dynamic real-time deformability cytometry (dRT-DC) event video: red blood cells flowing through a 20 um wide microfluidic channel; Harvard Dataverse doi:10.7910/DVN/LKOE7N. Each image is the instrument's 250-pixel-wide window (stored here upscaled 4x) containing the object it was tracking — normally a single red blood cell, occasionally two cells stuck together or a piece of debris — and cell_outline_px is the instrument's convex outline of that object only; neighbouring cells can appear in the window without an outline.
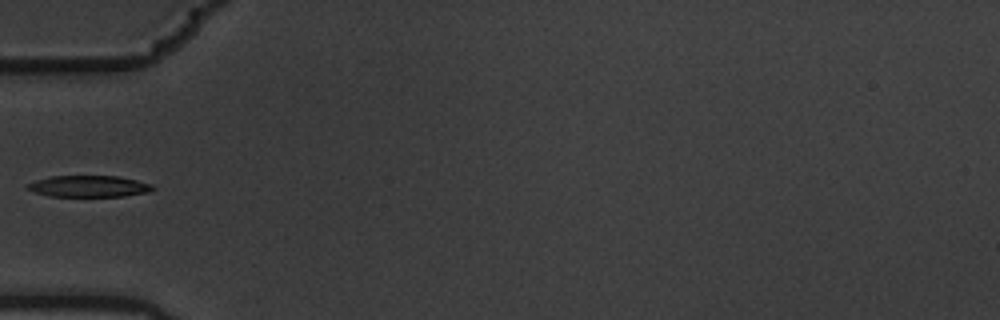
{"species": "common noctule bat (a hibernating species)", "species_latin": "Nyctalus noctula", "temperature_condition": "warm", "stored_images_in_passage": 6, "camera_frame_rate_fps": 3000, "um_per_image_px": 0.085, "animal": {"sex": "male", "body_mass_g": 19.5, "forearm_length_mm": 54.6}, "frame": {"image": 1, "passage_image": 6, "time_ms": 1.667, "image_size_px": [1000, 320], "cell_outline_px": [[156, 188], [148, 192], [124, 196], [52, 196], [36, 192], [28, 188], [28, 184], [36, 180], [52, 176], [116, 176], [136, 180], [152, 184]], "centroid_in_image_um": [7.61, 15.83], "position_along_channel_um": 77.4, "area_um2": 15.37}}